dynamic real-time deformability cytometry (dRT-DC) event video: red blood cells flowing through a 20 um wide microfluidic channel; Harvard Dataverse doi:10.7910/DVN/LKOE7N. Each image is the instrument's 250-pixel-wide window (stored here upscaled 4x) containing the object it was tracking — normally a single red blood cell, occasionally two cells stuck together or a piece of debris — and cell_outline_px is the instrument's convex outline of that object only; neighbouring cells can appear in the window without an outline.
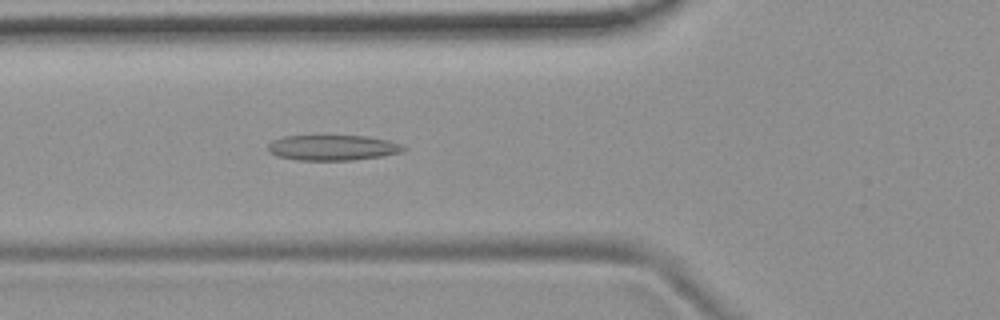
{"species": "common noctule bat (a hibernating species)", "species_latin": "Nyctalus noctula", "temperature_condition": "room temperature", "stored_images_in_passage": 5, "camera_frame_rate_fps": 3000, "um_per_image_px": 0.085, "animal": {"sex": "female", "body_mass_g": 19.9}, "frame": {"image": 1, "passage_image": 5, "time_ms": 4.667, "image_size_px": [1000, 320], "cell_outline_px": [[404, 148], [400, 152], [380, 156], [352, 160], [296, 160], [276, 156], [268, 152], [268, 144], [272, 140], [284, 136], [368, 136], [388, 140], [400, 144]], "centroid_in_image_um": [28.2, 12.55], "position_along_channel_um": 97.6, "area_um2": 19.94}}